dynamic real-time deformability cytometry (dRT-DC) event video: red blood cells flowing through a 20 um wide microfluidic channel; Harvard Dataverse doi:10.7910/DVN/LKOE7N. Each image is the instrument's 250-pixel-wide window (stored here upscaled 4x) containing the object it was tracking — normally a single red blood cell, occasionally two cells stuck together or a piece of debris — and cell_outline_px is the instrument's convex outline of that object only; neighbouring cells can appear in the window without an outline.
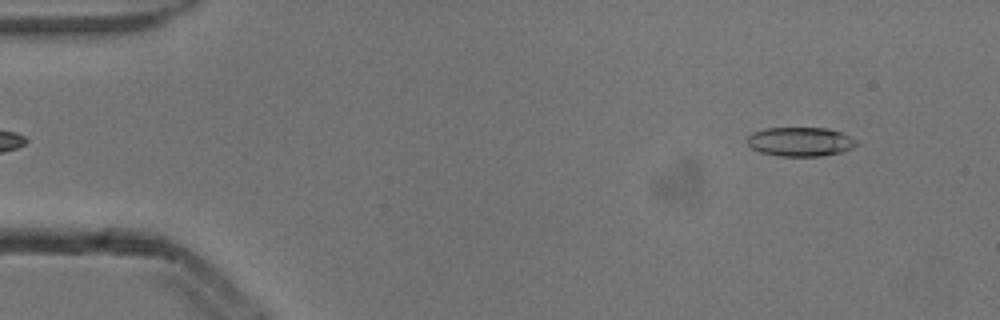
{"species": "common noctule bat (a hibernating species)", "species_latin": "Nyctalus noctula", "temperature_condition": "cold", "stored_images_in_passage": 5, "camera_frame_rate_fps": 3000, "um_per_image_px": 0.085, "animal": {"sex": "male", "body_mass_g": 13.3}, "frame": {"image": 1, "passage_image": 1, "time_ms": 0.0, "image_size_px": [1000, 320], "cell_outline_px": [[860, 144], [844, 152], [820, 156], [776, 156], [760, 152], [752, 148], [744, 140], [752, 132], [764, 128], [828, 128], [840, 132], [856, 140]], "centroid_in_image_um": [68.01, 12.05], "position_along_channel_um": 17.0, "area_um2": 18.79}}
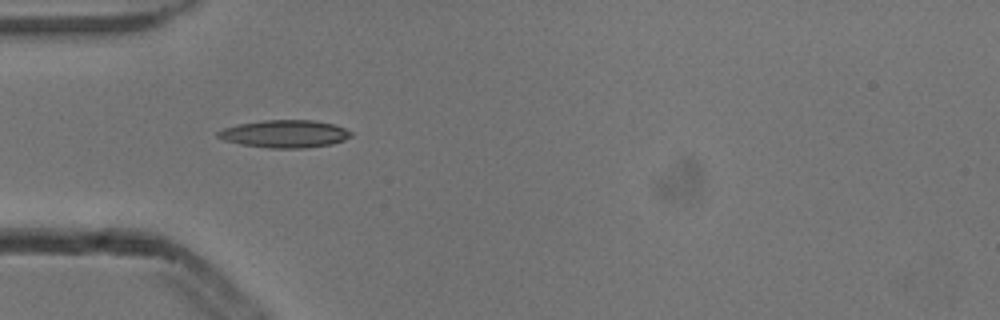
{"frame": {"image": 2, "passage_image": 4, "time_ms": 1.0, "image_size_px": [1000, 320], "cell_outline_px": [[352, 136], [344, 140], [332, 144], [304, 148], [268, 148], [240, 144], [224, 140], [216, 136], [216, 132], [224, 128], [240, 124], [264, 120], [312, 120], [332, 124], [344, 128], [352, 132]], "centroid_in_image_um": [24.2, 11.38], "position_along_channel_um": 60.8, "area_um2": 21.33}}
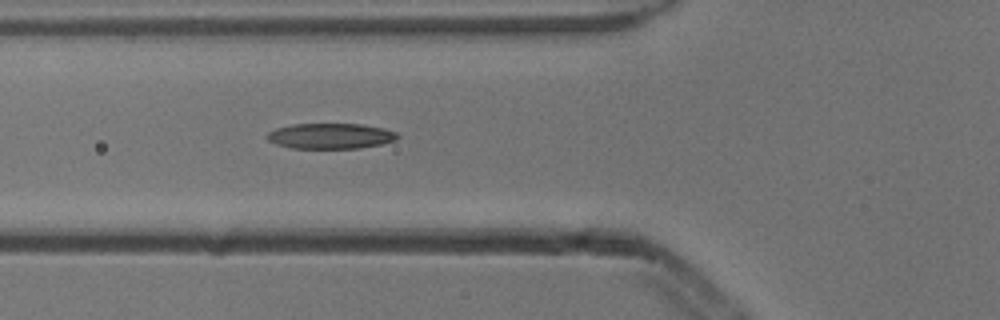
{"frame": {"image": 3, "passage_image": 5, "time_ms": 1.333, "image_size_px": [1000, 320], "cell_outline_px": [[400, 136], [396, 140], [380, 144], [360, 148], [292, 148], [276, 144], [268, 140], [264, 136], [268, 132], [276, 128], [292, 124], [360, 124], [384, 128], [396, 132]], "centroid_in_image_um": [28.08, 11.56], "position_along_channel_um": 97.7, "area_um2": 19.42}}